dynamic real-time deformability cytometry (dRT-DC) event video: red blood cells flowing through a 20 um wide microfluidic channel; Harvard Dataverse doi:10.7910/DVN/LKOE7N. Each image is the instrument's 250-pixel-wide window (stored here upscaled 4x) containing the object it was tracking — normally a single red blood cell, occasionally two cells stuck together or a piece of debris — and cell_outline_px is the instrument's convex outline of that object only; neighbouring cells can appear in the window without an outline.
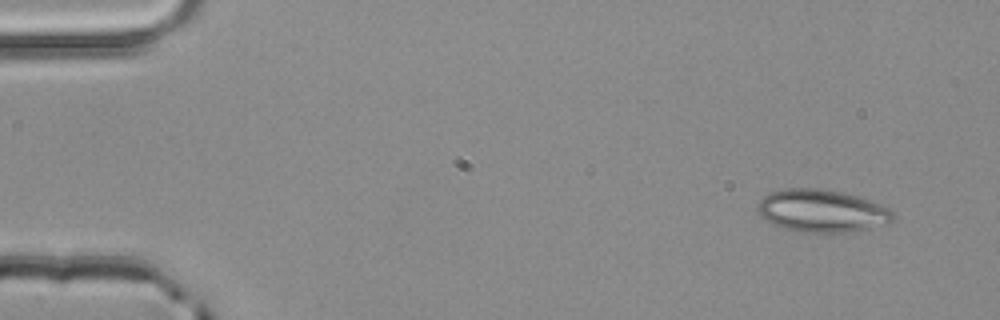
{"species": "common noctule bat (a hibernating species)", "species_latin": "Nyctalus noctula", "temperature_condition": "room temperature", "stored_images_in_passage": 4, "camera_frame_rate_fps": 3000, "um_per_image_px": 0.085, "animal": {"sex": "male", "body_mass_g": 20.4}, "frame": {"image": 1, "passage_image": 1, "time_ms": 0.0, "image_size_px": [1000, 320], "cell_outline_px": [[896, 216], [888, 224], [848, 232], [804, 232], [784, 228], [772, 224], [764, 220], [756, 212], [756, 204], [764, 196], [772, 192], [788, 188], [820, 188], [844, 192], [880, 204], [888, 208]], "centroid_in_image_um": [69.82, 17.92], "position_along_channel_um": 15.2, "area_um2": 33.7}}